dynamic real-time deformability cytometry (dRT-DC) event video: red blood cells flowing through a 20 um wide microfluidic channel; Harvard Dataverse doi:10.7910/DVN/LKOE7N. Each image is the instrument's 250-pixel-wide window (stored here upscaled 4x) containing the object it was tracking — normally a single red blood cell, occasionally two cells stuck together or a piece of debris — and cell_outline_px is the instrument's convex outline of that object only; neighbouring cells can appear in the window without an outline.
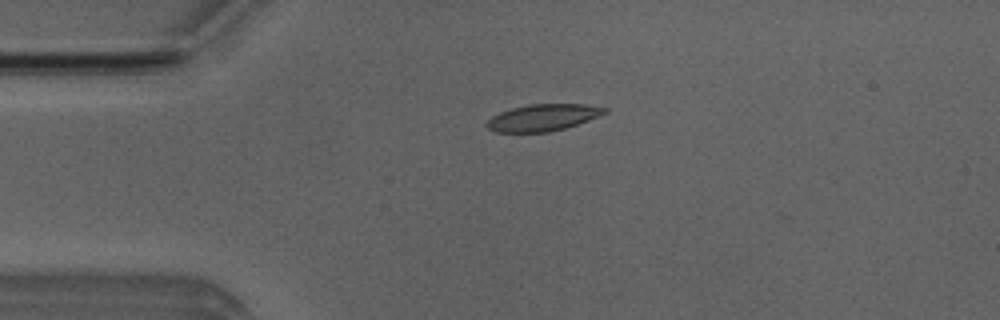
{"species": "Egyptian fruit bat (a non-hibernating species)", "species_latin": "Rousettus aegyptiacus", "temperature_condition": "room temperature", "stored_images_in_passage": 43, "camera_frame_rate_fps": 3000, "um_per_image_px": 0.085, "animal": {"sex": "male"}, "frame": {"image": 1, "passage_image": 12, "time_ms": 3.667, "image_size_px": [1000, 320], "cell_outline_px": [[608, 112], [588, 120], [564, 128], [548, 132], [492, 132], [484, 124], [492, 116], [500, 112], [512, 108], [528, 104], [584, 104], [608, 108]], "centroid_in_image_um": [46.11, 9.99], "position_along_channel_um": 38.9, "area_um2": 18.32}}
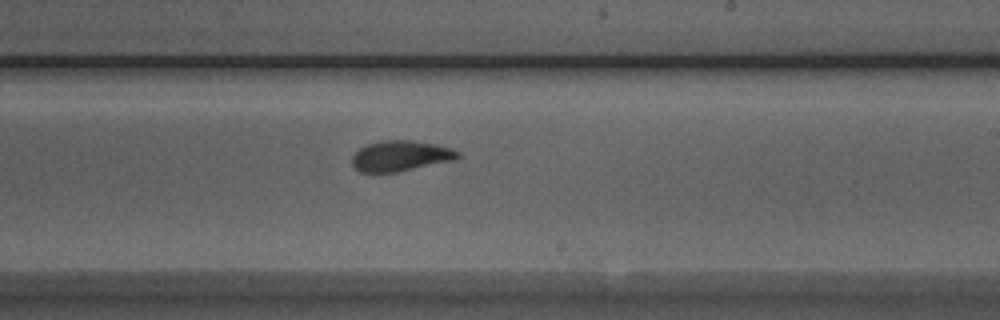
{"frame": {"image": 2, "passage_image": 31, "time_ms": 10.0, "image_size_px": [1000, 320], "cell_outline_px": [[460, 156], [456, 160], [396, 172], [360, 172], [352, 164], [352, 156], [364, 144], [380, 140], [412, 140], [436, 144], [452, 148], [460, 152]], "centroid_in_image_um": [34.06, 13.24], "position_along_channel_um": 254.9, "area_um2": 19.02}}
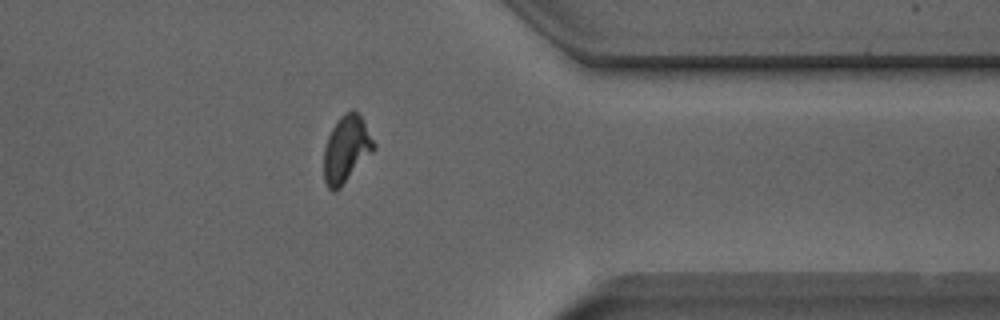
{"frame": {"image": 3, "passage_image": 42, "time_ms": 13.667, "image_size_px": [1000, 320], "cell_outline_px": [[376, 148], [340, 188], [336, 192], [332, 192], [328, 188], [324, 180], [324, 148], [328, 136], [332, 128], [340, 116], [344, 112], [352, 108], [360, 116], [376, 144]], "centroid_in_image_um": [29.43, 12.69], "position_along_channel_um": 382.0, "area_um2": 19.42}}